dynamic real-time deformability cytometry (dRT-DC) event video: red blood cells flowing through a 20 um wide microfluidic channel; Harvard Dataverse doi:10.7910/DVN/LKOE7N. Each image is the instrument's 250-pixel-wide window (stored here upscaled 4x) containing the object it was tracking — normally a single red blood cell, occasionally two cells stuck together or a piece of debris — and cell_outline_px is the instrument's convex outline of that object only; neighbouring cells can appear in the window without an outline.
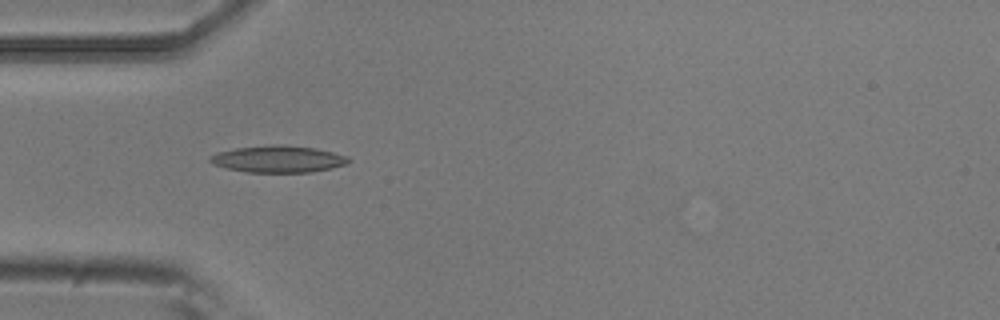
{"species": "common noctule bat (a hibernating species)", "species_latin": "Nyctalus noctula", "temperature_condition": "room temperature", "stored_images_in_passage": 5, "camera_frame_rate_fps": 3000, "um_per_image_px": 0.085, "animal": {"sex": "male", "body_mass_g": 20.5, "forearm_length_mm": 52.5}, "frame": {"image": 1, "passage_image": 5, "time_ms": 1.333, "image_size_px": [1000, 320], "cell_outline_px": [[352, 160], [348, 164], [332, 168], [312, 172], [248, 172], [228, 168], [212, 164], [208, 160], [216, 152], [236, 148], [272, 144], [280, 144], [316, 148], [348, 156]], "centroid_in_image_um": [23.68, 13.51], "position_along_channel_um": 61.3, "area_um2": 21.73}}